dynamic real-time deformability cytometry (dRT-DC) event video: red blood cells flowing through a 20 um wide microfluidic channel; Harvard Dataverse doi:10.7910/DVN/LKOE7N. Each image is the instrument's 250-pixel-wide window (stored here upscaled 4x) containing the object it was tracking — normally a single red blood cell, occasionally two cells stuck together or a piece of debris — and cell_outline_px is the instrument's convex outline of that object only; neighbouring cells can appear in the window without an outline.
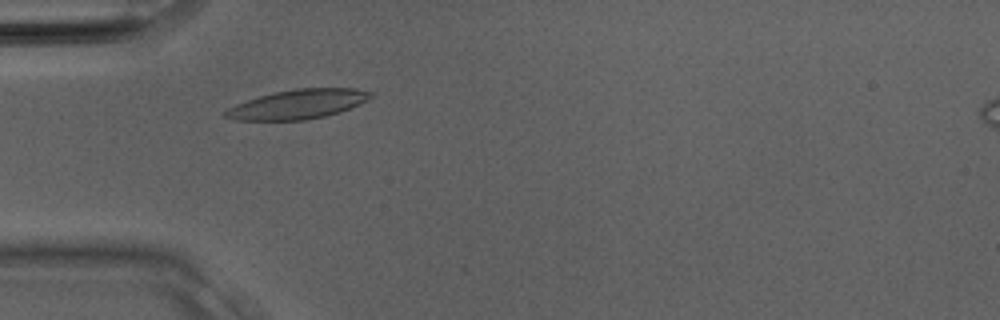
{"species": "Egyptian fruit bat (a non-hibernating species)", "species_latin": "Rousettus aegyptiacus", "temperature_condition": "room temperature", "stored_images_in_passage": 7, "camera_frame_rate_fps": 3000, "um_per_image_px": 0.085, "animal": {"sex": "male"}, "frame": {"image": 1, "passage_image": 2, "time_ms": 0.333, "image_size_px": [1000, 320], "cell_outline_px": [[376, 92], [368, 100], [340, 112], [324, 116], [304, 120], [236, 120], [224, 116], [220, 112], [236, 104], [260, 96], [276, 92], [296, 88], [352, 88]], "centroid_in_image_um": [25.33, 8.86], "position_along_channel_um": 59.7, "area_um2": 24.8}}
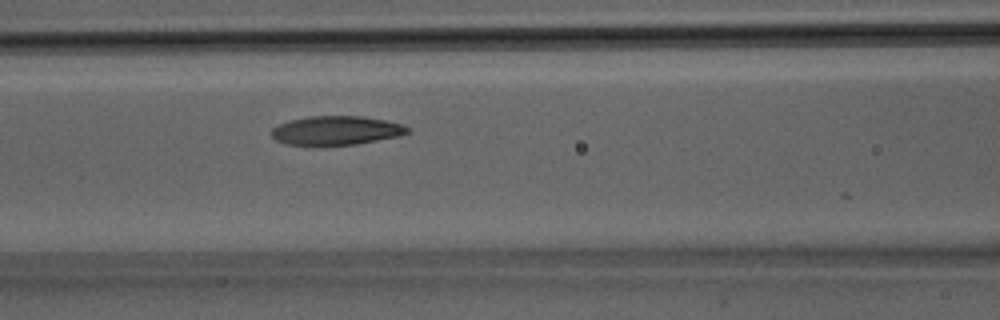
{"frame": {"image": 2, "passage_image": 6, "time_ms": 1.667, "image_size_px": [1000, 320], "cell_outline_px": [[408, 132], [400, 136], [356, 144], [320, 148], [316, 148], [288, 144], [276, 140], [272, 136], [272, 128], [280, 124], [292, 120], [308, 116], [364, 116], [404, 124], [408, 128]], "centroid_in_image_um": [28.56, 11.13], "position_along_channel_um": 138.0, "area_um2": 23.58}}